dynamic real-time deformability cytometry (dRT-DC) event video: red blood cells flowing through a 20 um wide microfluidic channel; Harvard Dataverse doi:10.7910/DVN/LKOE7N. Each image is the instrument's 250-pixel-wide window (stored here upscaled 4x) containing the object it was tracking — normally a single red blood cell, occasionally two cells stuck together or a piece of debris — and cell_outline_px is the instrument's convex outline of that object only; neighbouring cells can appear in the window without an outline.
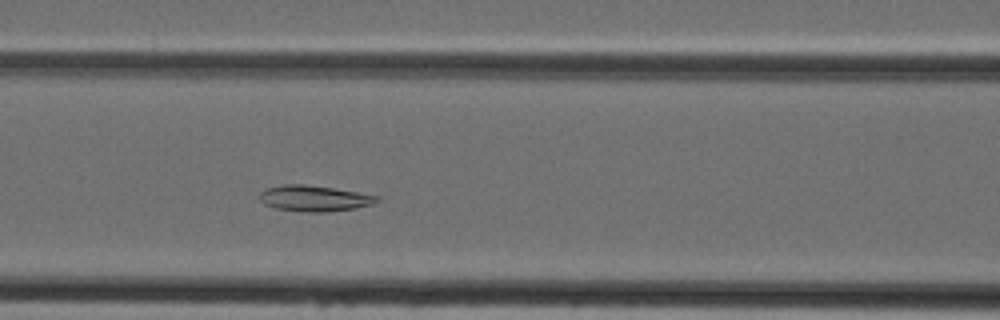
{"species": "Egyptian fruit bat (a non-hibernating species)", "species_latin": "Rousettus aegyptiacus", "temperature_condition": "cold", "stored_images_in_passage": 43, "camera_frame_rate_fps": 3000, "um_per_image_px": 0.085, "animal": {"sex": "female"}, "frame": {"image": 1, "passage_image": 16, "time_ms": 5.0, "image_size_px": [1000, 320], "cell_outline_px": [[380, 200], [372, 204], [356, 208], [328, 212], [304, 212], [276, 208], [264, 204], [260, 200], [260, 192], [268, 188], [284, 184], [304, 184], [332, 188], [380, 196]], "centroid_in_image_um": [26.72, 16.87], "position_along_channel_um": 139.9, "area_um2": 17.63}}
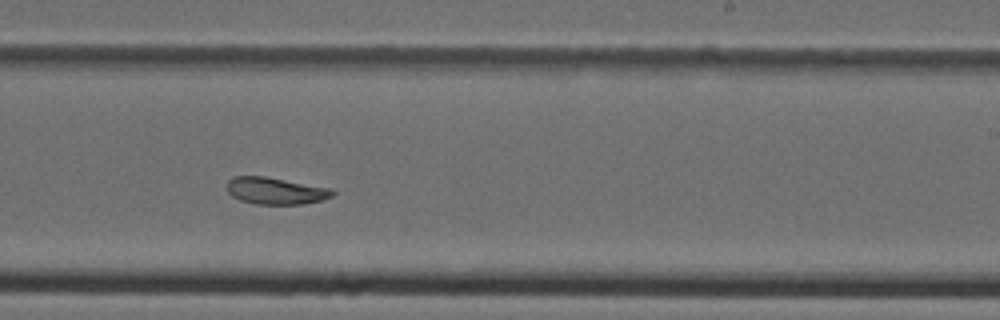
{"frame": {"image": 2, "passage_image": 25, "time_ms": 8.0, "image_size_px": [1000, 320], "cell_outline_px": [[336, 192], [332, 196], [324, 200], [304, 204], [252, 204], [240, 200], [232, 196], [228, 192], [228, 180], [232, 176], [264, 176], [332, 188]], "centroid_in_image_um": [23.45, 16.22], "position_along_channel_um": 265.6, "area_um2": 16.7}}
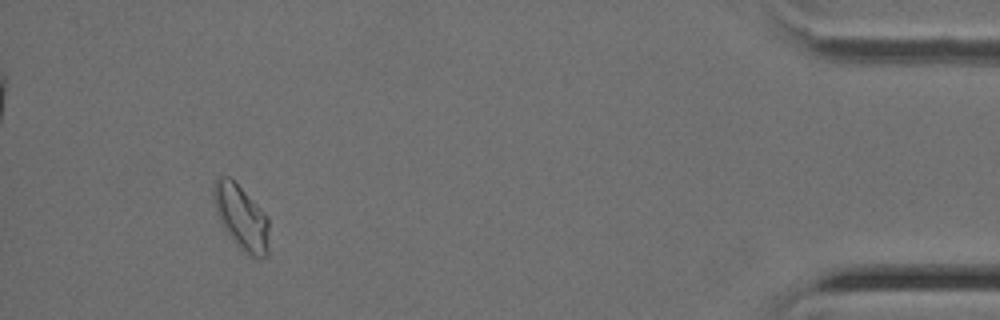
{"frame": {"image": 3, "passage_image": 40, "time_ms": 13.0, "image_size_px": [1000, 320], "cell_outline_px": [[268, 256], [260, 260], [248, 256], [236, 244], [224, 228], [216, 212], [212, 196], [212, 184], [216, 176], [228, 176], [268, 216]], "centroid_in_image_um": [20.5, 18.5], "position_along_channel_um": 414.7, "area_um2": 20.92}}